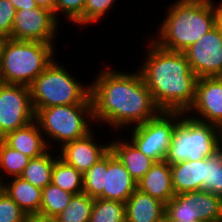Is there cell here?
<instances>
[{"label": "cell", "mask_w": 222, "mask_h": 222, "mask_svg": "<svg viewBox=\"0 0 222 222\" xmlns=\"http://www.w3.org/2000/svg\"><path fill=\"white\" fill-rule=\"evenodd\" d=\"M95 78L90 83V97L96 124L129 129L161 112L139 70L129 73L104 67Z\"/></svg>", "instance_id": "cell-1"}, {"label": "cell", "mask_w": 222, "mask_h": 222, "mask_svg": "<svg viewBox=\"0 0 222 222\" xmlns=\"http://www.w3.org/2000/svg\"><path fill=\"white\" fill-rule=\"evenodd\" d=\"M149 41L138 70L156 106L165 112L186 113L195 99L197 75L184 53L163 49L151 38Z\"/></svg>", "instance_id": "cell-2"}, {"label": "cell", "mask_w": 222, "mask_h": 222, "mask_svg": "<svg viewBox=\"0 0 222 222\" xmlns=\"http://www.w3.org/2000/svg\"><path fill=\"white\" fill-rule=\"evenodd\" d=\"M168 7L151 39L163 49L183 53L218 24V2L177 0Z\"/></svg>", "instance_id": "cell-3"}, {"label": "cell", "mask_w": 222, "mask_h": 222, "mask_svg": "<svg viewBox=\"0 0 222 222\" xmlns=\"http://www.w3.org/2000/svg\"><path fill=\"white\" fill-rule=\"evenodd\" d=\"M29 88L34 111L52 106L92 104L90 84L80 83L55 58Z\"/></svg>", "instance_id": "cell-4"}, {"label": "cell", "mask_w": 222, "mask_h": 222, "mask_svg": "<svg viewBox=\"0 0 222 222\" xmlns=\"http://www.w3.org/2000/svg\"><path fill=\"white\" fill-rule=\"evenodd\" d=\"M55 43L8 39L0 65L4 84L30 86L56 57Z\"/></svg>", "instance_id": "cell-5"}, {"label": "cell", "mask_w": 222, "mask_h": 222, "mask_svg": "<svg viewBox=\"0 0 222 222\" xmlns=\"http://www.w3.org/2000/svg\"><path fill=\"white\" fill-rule=\"evenodd\" d=\"M35 121L50 149L52 143L57 142L62 147L92 131L93 107L92 104H73L40 108L35 111Z\"/></svg>", "instance_id": "cell-6"}, {"label": "cell", "mask_w": 222, "mask_h": 222, "mask_svg": "<svg viewBox=\"0 0 222 222\" xmlns=\"http://www.w3.org/2000/svg\"><path fill=\"white\" fill-rule=\"evenodd\" d=\"M221 148L220 128L181 112L165 161L175 163L207 158Z\"/></svg>", "instance_id": "cell-7"}, {"label": "cell", "mask_w": 222, "mask_h": 222, "mask_svg": "<svg viewBox=\"0 0 222 222\" xmlns=\"http://www.w3.org/2000/svg\"><path fill=\"white\" fill-rule=\"evenodd\" d=\"M136 189V181L111 151L83 174V192L93 199L125 203Z\"/></svg>", "instance_id": "cell-8"}, {"label": "cell", "mask_w": 222, "mask_h": 222, "mask_svg": "<svg viewBox=\"0 0 222 222\" xmlns=\"http://www.w3.org/2000/svg\"><path fill=\"white\" fill-rule=\"evenodd\" d=\"M181 112L161 111L156 117L136 125L130 131V141L154 162L164 161Z\"/></svg>", "instance_id": "cell-9"}, {"label": "cell", "mask_w": 222, "mask_h": 222, "mask_svg": "<svg viewBox=\"0 0 222 222\" xmlns=\"http://www.w3.org/2000/svg\"><path fill=\"white\" fill-rule=\"evenodd\" d=\"M164 218L222 222V197L202 189L175 194L166 204Z\"/></svg>", "instance_id": "cell-10"}, {"label": "cell", "mask_w": 222, "mask_h": 222, "mask_svg": "<svg viewBox=\"0 0 222 222\" xmlns=\"http://www.w3.org/2000/svg\"><path fill=\"white\" fill-rule=\"evenodd\" d=\"M34 120L30 88L0 83V132L5 136Z\"/></svg>", "instance_id": "cell-11"}, {"label": "cell", "mask_w": 222, "mask_h": 222, "mask_svg": "<svg viewBox=\"0 0 222 222\" xmlns=\"http://www.w3.org/2000/svg\"><path fill=\"white\" fill-rule=\"evenodd\" d=\"M59 23L53 12L42 7L17 10L10 39L53 44Z\"/></svg>", "instance_id": "cell-12"}, {"label": "cell", "mask_w": 222, "mask_h": 222, "mask_svg": "<svg viewBox=\"0 0 222 222\" xmlns=\"http://www.w3.org/2000/svg\"><path fill=\"white\" fill-rule=\"evenodd\" d=\"M183 53L198 78L222 77V26L218 23Z\"/></svg>", "instance_id": "cell-13"}, {"label": "cell", "mask_w": 222, "mask_h": 222, "mask_svg": "<svg viewBox=\"0 0 222 222\" xmlns=\"http://www.w3.org/2000/svg\"><path fill=\"white\" fill-rule=\"evenodd\" d=\"M186 114L218 128L222 126V77L198 78L195 99Z\"/></svg>", "instance_id": "cell-14"}, {"label": "cell", "mask_w": 222, "mask_h": 222, "mask_svg": "<svg viewBox=\"0 0 222 222\" xmlns=\"http://www.w3.org/2000/svg\"><path fill=\"white\" fill-rule=\"evenodd\" d=\"M93 132L91 131L82 138L68 142L62 147L57 146L60 149L58 151L59 158L82 174L110 151V143L107 142L104 145L102 142V144H98L96 142L97 138L94 137L96 135Z\"/></svg>", "instance_id": "cell-15"}, {"label": "cell", "mask_w": 222, "mask_h": 222, "mask_svg": "<svg viewBox=\"0 0 222 222\" xmlns=\"http://www.w3.org/2000/svg\"><path fill=\"white\" fill-rule=\"evenodd\" d=\"M44 138L37 122L34 120L24 127L8 132L3 141L12 149L33 159L50 150Z\"/></svg>", "instance_id": "cell-16"}, {"label": "cell", "mask_w": 222, "mask_h": 222, "mask_svg": "<svg viewBox=\"0 0 222 222\" xmlns=\"http://www.w3.org/2000/svg\"><path fill=\"white\" fill-rule=\"evenodd\" d=\"M137 189L167 204L175 196L170 164L165 160L155 162L137 183Z\"/></svg>", "instance_id": "cell-17"}, {"label": "cell", "mask_w": 222, "mask_h": 222, "mask_svg": "<svg viewBox=\"0 0 222 222\" xmlns=\"http://www.w3.org/2000/svg\"><path fill=\"white\" fill-rule=\"evenodd\" d=\"M165 211L166 204L138 189L125 202L126 222H158Z\"/></svg>", "instance_id": "cell-18"}, {"label": "cell", "mask_w": 222, "mask_h": 222, "mask_svg": "<svg viewBox=\"0 0 222 222\" xmlns=\"http://www.w3.org/2000/svg\"><path fill=\"white\" fill-rule=\"evenodd\" d=\"M206 157L197 161H181L170 165L175 194L203 190Z\"/></svg>", "instance_id": "cell-19"}, {"label": "cell", "mask_w": 222, "mask_h": 222, "mask_svg": "<svg viewBox=\"0 0 222 222\" xmlns=\"http://www.w3.org/2000/svg\"><path fill=\"white\" fill-rule=\"evenodd\" d=\"M110 151L125 166L136 183L143 178L155 163L140 152L129 139L127 141L126 139L111 140Z\"/></svg>", "instance_id": "cell-20"}, {"label": "cell", "mask_w": 222, "mask_h": 222, "mask_svg": "<svg viewBox=\"0 0 222 222\" xmlns=\"http://www.w3.org/2000/svg\"><path fill=\"white\" fill-rule=\"evenodd\" d=\"M3 190L27 215L40 213L41 188L32 185L21 177H13L9 182L6 179L3 181Z\"/></svg>", "instance_id": "cell-21"}, {"label": "cell", "mask_w": 222, "mask_h": 222, "mask_svg": "<svg viewBox=\"0 0 222 222\" xmlns=\"http://www.w3.org/2000/svg\"><path fill=\"white\" fill-rule=\"evenodd\" d=\"M53 155L55 153L50 149V152L48 151L40 157L30 159L20 177L32 185L43 189L51 183L54 161L59 157L57 153L55 156Z\"/></svg>", "instance_id": "cell-22"}, {"label": "cell", "mask_w": 222, "mask_h": 222, "mask_svg": "<svg viewBox=\"0 0 222 222\" xmlns=\"http://www.w3.org/2000/svg\"><path fill=\"white\" fill-rule=\"evenodd\" d=\"M51 183L72 194L83 192V174L59 157L54 161Z\"/></svg>", "instance_id": "cell-23"}, {"label": "cell", "mask_w": 222, "mask_h": 222, "mask_svg": "<svg viewBox=\"0 0 222 222\" xmlns=\"http://www.w3.org/2000/svg\"><path fill=\"white\" fill-rule=\"evenodd\" d=\"M94 199L84 192L74 194L69 204L55 218L57 222H89Z\"/></svg>", "instance_id": "cell-24"}, {"label": "cell", "mask_w": 222, "mask_h": 222, "mask_svg": "<svg viewBox=\"0 0 222 222\" xmlns=\"http://www.w3.org/2000/svg\"><path fill=\"white\" fill-rule=\"evenodd\" d=\"M30 158L21 152L12 149L4 141L0 142V180L6 176L20 177Z\"/></svg>", "instance_id": "cell-25"}, {"label": "cell", "mask_w": 222, "mask_h": 222, "mask_svg": "<svg viewBox=\"0 0 222 222\" xmlns=\"http://www.w3.org/2000/svg\"><path fill=\"white\" fill-rule=\"evenodd\" d=\"M73 195L49 183L42 189V203L39 214L52 217L57 216L69 204Z\"/></svg>", "instance_id": "cell-26"}, {"label": "cell", "mask_w": 222, "mask_h": 222, "mask_svg": "<svg viewBox=\"0 0 222 222\" xmlns=\"http://www.w3.org/2000/svg\"><path fill=\"white\" fill-rule=\"evenodd\" d=\"M89 222H126L125 203L102 198L94 199Z\"/></svg>", "instance_id": "cell-27"}, {"label": "cell", "mask_w": 222, "mask_h": 222, "mask_svg": "<svg viewBox=\"0 0 222 222\" xmlns=\"http://www.w3.org/2000/svg\"><path fill=\"white\" fill-rule=\"evenodd\" d=\"M203 190L222 197V147L206 158Z\"/></svg>", "instance_id": "cell-28"}, {"label": "cell", "mask_w": 222, "mask_h": 222, "mask_svg": "<svg viewBox=\"0 0 222 222\" xmlns=\"http://www.w3.org/2000/svg\"><path fill=\"white\" fill-rule=\"evenodd\" d=\"M116 0H86L83 15L74 23L84 26L100 22L110 9L113 8Z\"/></svg>", "instance_id": "cell-29"}, {"label": "cell", "mask_w": 222, "mask_h": 222, "mask_svg": "<svg viewBox=\"0 0 222 222\" xmlns=\"http://www.w3.org/2000/svg\"><path fill=\"white\" fill-rule=\"evenodd\" d=\"M27 214L5 193L0 194V222H26Z\"/></svg>", "instance_id": "cell-30"}, {"label": "cell", "mask_w": 222, "mask_h": 222, "mask_svg": "<svg viewBox=\"0 0 222 222\" xmlns=\"http://www.w3.org/2000/svg\"><path fill=\"white\" fill-rule=\"evenodd\" d=\"M85 5L86 0H56L55 17L60 21L58 13H63L74 24L83 15Z\"/></svg>", "instance_id": "cell-31"}, {"label": "cell", "mask_w": 222, "mask_h": 222, "mask_svg": "<svg viewBox=\"0 0 222 222\" xmlns=\"http://www.w3.org/2000/svg\"><path fill=\"white\" fill-rule=\"evenodd\" d=\"M16 10L9 0H0V35L10 38Z\"/></svg>", "instance_id": "cell-32"}, {"label": "cell", "mask_w": 222, "mask_h": 222, "mask_svg": "<svg viewBox=\"0 0 222 222\" xmlns=\"http://www.w3.org/2000/svg\"><path fill=\"white\" fill-rule=\"evenodd\" d=\"M13 5L15 10H22V9H33L38 7L35 0H9Z\"/></svg>", "instance_id": "cell-33"}, {"label": "cell", "mask_w": 222, "mask_h": 222, "mask_svg": "<svg viewBox=\"0 0 222 222\" xmlns=\"http://www.w3.org/2000/svg\"><path fill=\"white\" fill-rule=\"evenodd\" d=\"M26 222H57V219L52 216H45L37 213L27 215Z\"/></svg>", "instance_id": "cell-34"}, {"label": "cell", "mask_w": 222, "mask_h": 222, "mask_svg": "<svg viewBox=\"0 0 222 222\" xmlns=\"http://www.w3.org/2000/svg\"><path fill=\"white\" fill-rule=\"evenodd\" d=\"M38 7L45 8L55 15V4L56 0H35Z\"/></svg>", "instance_id": "cell-35"}, {"label": "cell", "mask_w": 222, "mask_h": 222, "mask_svg": "<svg viewBox=\"0 0 222 222\" xmlns=\"http://www.w3.org/2000/svg\"><path fill=\"white\" fill-rule=\"evenodd\" d=\"M8 39H9L8 37L0 35V65H1V62H2L4 48H5V45L8 41Z\"/></svg>", "instance_id": "cell-36"}, {"label": "cell", "mask_w": 222, "mask_h": 222, "mask_svg": "<svg viewBox=\"0 0 222 222\" xmlns=\"http://www.w3.org/2000/svg\"><path fill=\"white\" fill-rule=\"evenodd\" d=\"M218 23L222 26V1L218 3Z\"/></svg>", "instance_id": "cell-37"}, {"label": "cell", "mask_w": 222, "mask_h": 222, "mask_svg": "<svg viewBox=\"0 0 222 222\" xmlns=\"http://www.w3.org/2000/svg\"><path fill=\"white\" fill-rule=\"evenodd\" d=\"M167 222H206L200 220H167Z\"/></svg>", "instance_id": "cell-38"}, {"label": "cell", "mask_w": 222, "mask_h": 222, "mask_svg": "<svg viewBox=\"0 0 222 222\" xmlns=\"http://www.w3.org/2000/svg\"><path fill=\"white\" fill-rule=\"evenodd\" d=\"M2 191H3V181L0 180V194L2 193Z\"/></svg>", "instance_id": "cell-39"}, {"label": "cell", "mask_w": 222, "mask_h": 222, "mask_svg": "<svg viewBox=\"0 0 222 222\" xmlns=\"http://www.w3.org/2000/svg\"><path fill=\"white\" fill-rule=\"evenodd\" d=\"M220 138H221V147H222V126L220 127Z\"/></svg>", "instance_id": "cell-40"}, {"label": "cell", "mask_w": 222, "mask_h": 222, "mask_svg": "<svg viewBox=\"0 0 222 222\" xmlns=\"http://www.w3.org/2000/svg\"><path fill=\"white\" fill-rule=\"evenodd\" d=\"M4 140V135L0 132V142Z\"/></svg>", "instance_id": "cell-41"}, {"label": "cell", "mask_w": 222, "mask_h": 222, "mask_svg": "<svg viewBox=\"0 0 222 222\" xmlns=\"http://www.w3.org/2000/svg\"><path fill=\"white\" fill-rule=\"evenodd\" d=\"M158 222H167V220L165 218H163L162 220H160Z\"/></svg>", "instance_id": "cell-42"}]
</instances>
